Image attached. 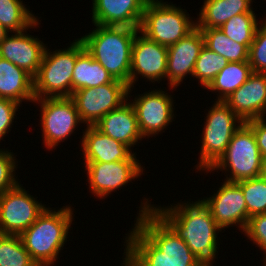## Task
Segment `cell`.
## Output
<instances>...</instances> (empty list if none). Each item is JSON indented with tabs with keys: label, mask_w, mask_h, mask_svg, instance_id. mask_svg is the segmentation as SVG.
Instances as JSON below:
<instances>
[{
	"label": "cell",
	"mask_w": 266,
	"mask_h": 266,
	"mask_svg": "<svg viewBox=\"0 0 266 266\" xmlns=\"http://www.w3.org/2000/svg\"><path fill=\"white\" fill-rule=\"evenodd\" d=\"M164 0L146 2L139 31L164 46L177 43L196 27L187 10Z\"/></svg>",
	"instance_id": "277c9868"
},
{
	"label": "cell",
	"mask_w": 266,
	"mask_h": 266,
	"mask_svg": "<svg viewBox=\"0 0 266 266\" xmlns=\"http://www.w3.org/2000/svg\"><path fill=\"white\" fill-rule=\"evenodd\" d=\"M200 200L210 210L213 219L222 230L237 226L240 232H244L249 217L244 194L236 182H221L213 195Z\"/></svg>",
	"instance_id": "5bb4252c"
},
{
	"label": "cell",
	"mask_w": 266,
	"mask_h": 266,
	"mask_svg": "<svg viewBox=\"0 0 266 266\" xmlns=\"http://www.w3.org/2000/svg\"><path fill=\"white\" fill-rule=\"evenodd\" d=\"M19 107L21 105L12 100L0 98V142L10 133Z\"/></svg>",
	"instance_id": "d590c367"
},
{
	"label": "cell",
	"mask_w": 266,
	"mask_h": 266,
	"mask_svg": "<svg viewBox=\"0 0 266 266\" xmlns=\"http://www.w3.org/2000/svg\"><path fill=\"white\" fill-rule=\"evenodd\" d=\"M262 157L252 128L244 122L233 134L227 149L219 160L203 172L226 173L225 181L238 182L257 178L260 175ZM230 173V174H229Z\"/></svg>",
	"instance_id": "8992f818"
},
{
	"label": "cell",
	"mask_w": 266,
	"mask_h": 266,
	"mask_svg": "<svg viewBox=\"0 0 266 266\" xmlns=\"http://www.w3.org/2000/svg\"><path fill=\"white\" fill-rule=\"evenodd\" d=\"M72 208V205H65L56 210L48 206L20 235L25 249L37 265L53 266L58 260L74 220Z\"/></svg>",
	"instance_id": "3957f363"
},
{
	"label": "cell",
	"mask_w": 266,
	"mask_h": 266,
	"mask_svg": "<svg viewBox=\"0 0 266 266\" xmlns=\"http://www.w3.org/2000/svg\"><path fill=\"white\" fill-rule=\"evenodd\" d=\"M14 155L9 149H0V194L20 183L15 176L19 164H17L18 161H16V155Z\"/></svg>",
	"instance_id": "836d02e7"
},
{
	"label": "cell",
	"mask_w": 266,
	"mask_h": 266,
	"mask_svg": "<svg viewBox=\"0 0 266 266\" xmlns=\"http://www.w3.org/2000/svg\"><path fill=\"white\" fill-rule=\"evenodd\" d=\"M0 98L12 100L18 104L32 102L34 96V78L24 69L0 57Z\"/></svg>",
	"instance_id": "7402d4cb"
},
{
	"label": "cell",
	"mask_w": 266,
	"mask_h": 266,
	"mask_svg": "<svg viewBox=\"0 0 266 266\" xmlns=\"http://www.w3.org/2000/svg\"><path fill=\"white\" fill-rule=\"evenodd\" d=\"M28 192L19 183L0 194V234L21 235L45 211L46 204Z\"/></svg>",
	"instance_id": "4fadbf2b"
},
{
	"label": "cell",
	"mask_w": 266,
	"mask_h": 266,
	"mask_svg": "<svg viewBox=\"0 0 266 266\" xmlns=\"http://www.w3.org/2000/svg\"><path fill=\"white\" fill-rule=\"evenodd\" d=\"M37 19L23 0H0V24L9 32L24 31Z\"/></svg>",
	"instance_id": "83f0119b"
},
{
	"label": "cell",
	"mask_w": 266,
	"mask_h": 266,
	"mask_svg": "<svg viewBox=\"0 0 266 266\" xmlns=\"http://www.w3.org/2000/svg\"><path fill=\"white\" fill-rule=\"evenodd\" d=\"M115 79L96 61L84 48L82 41L77 38V59L72 76V93L81 88H95Z\"/></svg>",
	"instance_id": "603a6c76"
},
{
	"label": "cell",
	"mask_w": 266,
	"mask_h": 266,
	"mask_svg": "<svg viewBox=\"0 0 266 266\" xmlns=\"http://www.w3.org/2000/svg\"><path fill=\"white\" fill-rule=\"evenodd\" d=\"M10 32L6 30L1 24H0V42L8 35Z\"/></svg>",
	"instance_id": "ab89813d"
},
{
	"label": "cell",
	"mask_w": 266,
	"mask_h": 266,
	"mask_svg": "<svg viewBox=\"0 0 266 266\" xmlns=\"http://www.w3.org/2000/svg\"><path fill=\"white\" fill-rule=\"evenodd\" d=\"M70 43L67 48L55 51L46 47L39 72L34 77L35 99L71 97L77 38Z\"/></svg>",
	"instance_id": "52a82bcc"
},
{
	"label": "cell",
	"mask_w": 266,
	"mask_h": 266,
	"mask_svg": "<svg viewBox=\"0 0 266 266\" xmlns=\"http://www.w3.org/2000/svg\"><path fill=\"white\" fill-rule=\"evenodd\" d=\"M129 86L115 79L95 88H81L74 91V101L83 126L95 125L104 115L120 107L128 100Z\"/></svg>",
	"instance_id": "7c38bea8"
},
{
	"label": "cell",
	"mask_w": 266,
	"mask_h": 266,
	"mask_svg": "<svg viewBox=\"0 0 266 266\" xmlns=\"http://www.w3.org/2000/svg\"><path fill=\"white\" fill-rule=\"evenodd\" d=\"M149 198L141 200L134 226L161 252L174 266H198L202 263L179 236L153 211L154 204Z\"/></svg>",
	"instance_id": "ba28073f"
},
{
	"label": "cell",
	"mask_w": 266,
	"mask_h": 266,
	"mask_svg": "<svg viewBox=\"0 0 266 266\" xmlns=\"http://www.w3.org/2000/svg\"><path fill=\"white\" fill-rule=\"evenodd\" d=\"M129 232L125 234L124 249L141 266H174L135 226Z\"/></svg>",
	"instance_id": "484cf974"
},
{
	"label": "cell",
	"mask_w": 266,
	"mask_h": 266,
	"mask_svg": "<svg viewBox=\"0 0 266 266\" xmlns=\"http://www.w3.org/2000/svg\"><path fill=\"white\" fill-rule=\"evenodd\" d=\"M204 46L227 59L228 62H248L250 45L232 41L219 28H199Z\"/></svg>",
	"instance_id": "4316f807"
},
{
	"label": "cell",
	"mask_w": 266,
	"mask_h": 266,
	"mask_svg": "<svg viewBox=\"0 0 266 266\" xmlns=\"http://www.w3.org/2000/svg\"><path fill=\"white\" fill-rule=\"evenodd\" d=\"M39 18L26 30L10 32L0 42V57L24 69L33 78L39 72L46 45L38 36L27 34V30L39 27Z\"/></svg>",
	"instance_id": "2e32d148"
},
{
	"label": "cell",
	"mask_w": 266,
	"mask_h": 266,
	"mask_svg": "<svg viewBox=\"0 0 266 266\" xmlns=\"http://www.w3.org/2000/svg\"><path fill=\"white\" fill-rule=\"evenodd\" d=\"M93 30L79 38L85 50L117 80L130 88L132 44L139 28L93 24Z\"/></svg>",
	"instance_id": "7a4b0ae2"
},
{
	"label": "cell",
	"mask_w": 266,
	"mask_h": 266,
	"mask_svg": "<svg viewBox=\"0 0 266 266\" xmlns=\"http://www.w3.org/2000/svg\"><path fill=\"white\" fill-rule=\"evenodd\" d=\"M252 73L249 62H228L205 89L217 93L215 101H224L245 83Z\"/></svg>",
	"instance_id": "d4e9b609"
},
{
	"label": "cell",
	"mask_w": 266,
	"mask_h": 266,
	"mask_svg": "<svg viewBox=\"0 0 266 266\" xmlns=\"http://www.w3.org/2000/svg\"><path fill=\"white\" fill-rule=\"evenodd\" d=\"M212 106L207 109L203 124L196 172L209 170L224 154L233 134L244 124L224 101H214Z\"/></svg>",
	"instance_id": "5b68a950"
},
{
	"label": "cell",
	"mask_w": 266,
	"mask_h": 266,
	"mask_svg": "<svg viewBox=\"0 0 266 266\" xmlns=\"http://www.w3.org/2000/svg\"><path fill=\"white\" fill-rule=\"evenodd\" d=\"M203 47L204 38L197 26L177 43L168 46L166 80L170 90H176L185 77L190 75L192 78L196 60Z\"/></svg>",
	"instance_id": "e0dca14e"
},
{
	"label": "cell",
	"mask_w": 266,
	"mask_h": 266,
	"mask_svg": "<svg viewBox=\"0 0 266 266\" xmlns=\"http://www.w3.org/2000/svg\"><path fill=\"white\" fill-rule=\"evenodd\" d=\"M0 266H37L20 235L0 234Z\"/></svg>",
	"instance_id": "f546056e"
},
{
	"label": "cell",
	"mask_w": 266,
	"mask_h": 266,
	"mask_svg": "<svg viewBox=\"0 0 266 266\" xmlns=\"http://www.w3.org/2000/svg\"><path fill=\"white\" fill-rule=\"evenodd\" d=\"M236 183L244 194L248 217L266 213V180L257 177Z\"/></svg>",
	"instance_id": "1f68e13d"
},
{
	"label": "cell",
	"mask_w": 266,
	"mask_h": 266,
	"mask_svg": "<svg viewBox=\"0 0 266 266\" xmlns=\"http://www.w3.org/2000/svg\"><path fill=\"white\" fill-rule=\"evenodd\" d=\"M227 64L226 58L204 46L196 60L192 77L205 89Z\"/></svg>",
	"instance_id": "4dcf8cb0"
},
{
	"label": "cell",
	"mask_w": 266,
	"mask_h": 266,
	"mask_svg": "<svg viewBox=\"0 0 266 266\" xmlns=\"http://www.w3.org/2000/svg\"><path fill=\"white\" fill-rule=\"evenodd\" d=\"M224 102L245 123L266 118V73L253 72Z\"/></svg>",
	"instance_id": "ac0fdd59"
},
{
	"label": "cell",
	"mask_w": 266,
	"mask_h": 266,
	"mask_svg": "<svg viewBox=\"0 0 266 266\" xmlns=\"http://www.w3.org/2000/svg\"><path fill=\"white\" fill-rule=\"evenodd\" d=\"M33 103L40 106L42 143L50 151L67 140L83 123L70 97L38 98Z\"/></svg>",
	"instance_id": "9c48e42d"
},
{
	"label": "cell",
	"mask_w": 266,
	"mask_h": 266,
	"mask_svg": "<svg viewBox=\"0 0 266 266\" xmlns=\"http://www.w3.org/2000/svg\"><path fill=\"white\" fill-rule=\"evenodd\" d=\"M256 16L257 14L255 13L235 15L220 26L219 29L232 41L242 45H251L257 28L261 23Z\"/></svg>",
	"instance_id": "f1b7e54d"
},
{
	"label": "cell",
	"mask_w": 266,
	"mask_h": 266,
	"mask_svg": "<svg viewBox=\"0 0 266 266\" xmlns=\"http://www.w3.org/2000/svg\"><path fill=\"white\" fill-rule=\"evenodd\" d=\"M243 234L263 251V259H266V213L250 217Z\"/></svg>",
	"instance_id": "e575fe53"
},
{
	"label": "cell",
	"mask_w": 266,
	"mask_h": 266,
	"mask_svg": "<svg viewBox=\"0 0 266 266\" xmlns=\"http://www.w3.org/2000/svg\"><path fill=\"white\" fill-rule=\"evenodd\" d=\"M93 126L101 133L128 146L131 150L143 140L134 107L128 100L120 107L104 115Z\"/></svg>",
	"instance_id": "ffe728a7"
},
{
	"label": "cell",
	"mask_w": 266,
	"mask_h": 266,
	"mask_svg": "<svg viewBox=\"0 0 266 266\" xmlns=\"http://www.w3.org/2000/svg\"><path fill=\"white\" fill-rule=\"evenodd\" d=\"M198 266H214V265H213V263L202 262V263H200Z\"/></svg>",
	"instance_id": "60d3db41"
},
{
	"label": "cell",
	"mask_w": 266,
	"mask_h": 266,
	"mask_svg": "<svg viewBox=\"0 0 266 266\" xmlns=\"http://www.w3.org/2000/svg\"><path fill=\"white\" fill-rule=\"evenodd\" d=\"M253 130L261 157H266V118L246 122Z\"/></svg>",
	"instance_id": "8d00e7d4"
},
{
	"label": "cell",
	"mask_w": 266,
	"mask_h": 266,
	"mask_svg": "<svg viewBox=\"0 0 266 266\" xmlns=\"http://www.w3.org/2000/svg\"><path fill=\"white\" fill-rule=\"evenodd\" d=\"M167 58V46L148 39L138 31L132 44L129 90L133 91L139 76L153 84L156 81L159 84L162 79L166 80Z\"/></svg>",
	"instance_id": "9a60e30c"
},
{
	"label": "cell",
	"mask_w": 266,
	"mask_h": 266,
	"mask_svg": "<svg viewBox=\"0 0 266 266\" xmlns=\"http://www.w3.org/2000/svg\"><path fill=\"white\" fill-rule=\"evenodd\" d=\"M259 177L266 180V157H262Z\"/></svg>",
	"instance_id": "f35d334b"
},
{
	"label": "cell",
	"mask_w": 266,
	"mask_h": 266,
	"mask_svg": "<svg viewBox=\"0 0 266 266\" xmlns=\"http://www.w3.org/2000/svg\"><path fill=\"white\" fill-rule=\"evenodd\" d=\"M148 0H92L93 24L140 28Z\"/></svg>",
	"instance_id": "d6986e66"
},
{
	"label": "cell",
	"mask_w": 266,
	"mask_h": 266,
	"mask_svg": "<svg viewBox=\"0 0 266 266\" xmlns=\"http://www.w3.org/2000/svg\"><path fill=\"white\" fill-rule=\"evenodd\" d=\"M123 263H120L121 266H141L125 249L123 253Z\"/></svg>",
	"instance_id": "74e56055"
},
{
	"label": "cell",
	"mask_w": 266,
	"mask_h": 266,
	"mask_svg": "<svg viewBox=\"0 0 266 266\" xmlns=\"http://www.w3.org/2000/svg\"><path fill=\"white\" fill-rule=\"evenodd\" d=\"M136 152L127 160L117 162H83L87 173L89 189L96 198L105 199L129 182L145 174V166L137 159ZM122 187V188H121ZM112 192V193H111Z\"/></svg>",
	"instance_id": "8fae6325"
},
{
	"label": "cell",
	"mask_w": 266,
	"mask_h": 266,
	"mask_svg": "<svg viewBox=\"0 0 266 266\" xmlns=\"http://www.w3.org/2000/svg\"><path fill=\"white\" fill-rule=\"evenodd\" d=\"M82 131L80 151L84 162H117L127 160L134 153L128 146L101 133L94 126H86Z\"/></svg>",
	"instance_id": "44dd1931"
},
{
	"label": "cell",
	"mask_w": 266,
	"mask_h": 266,
	"mask_svg": "<svg viewBox=\"0 0 266 266\" xmlns=\"http://www.w3.org/2000/svg\"><path fill=\"white\" fill-rule=\"evenodd\" d=\"M248 62L255 73H266V17L259 24L249 47Z\"/></svg>",
	"instance_id": "d6a6232c"
},
{
	"label": "cell",
	"mask_w": 266,
	"mask_h": 266,
	"mask_svg": "<svg viewBox=\"0 0 266 266\" xmlns=\"http://www.w3.org/2000/svg\"><path fill=\"white\" fill-rule=\"evenodd\" d=\"M263 266H266V259H263Z\"/></svg>",
	"instance_id": "b9f144b4"
},
{
	"label": "cell",
	"mask_w": 266,
	"mask_h": 266,
	"mask_svg": "<svg viewBox=\"0 0 266 266\" xmlns=\"http://www.w3.org/2000/svg\"><path fill=\"white\" fill-rule=\"evenodd\" d=\"M161 88L145 91L142 94L135 95L134 99H130L133 95L128 91V101L133 105L138 127L143 139L155 137L165 132L167 126L175 117V106L173 96ZM131 93V94H130Z\"/></svg>",
	"instance_id": "30bf717a"
},
{
	"label": "cell",
	"mask_w": 266,
	"mask_h": 266,
	"mask_svg": "<svg viewBox=\"0 0 266 266\" xmlns=\"http://www.w3.org/2000/svg\"><path fill=\"white\" fill-rule=\"evenodd\" d=\"M254 0H204L196 19L198 28H219L241 13H254Z\"/></svg>",
	"instance_id": "cb8c5ba5"
},
{
	"label": "cell",
	"mask_w": 266,
	"mask_h": 266,
	"mask_svg": "<svg viewBox=\"0 0 266 266\" xmlns=\"http://www.w3.org/2000/svg\"><path fill=\"white\" fill-rule=\"evenodd\" d=\"M153 211L185 241L201 262L214 264L215 258L218 260V234L222 229L200 199L167 207L154 204Z\"/></svg>",
	"instance_id": "6da1fadb"
}]
</instances>
